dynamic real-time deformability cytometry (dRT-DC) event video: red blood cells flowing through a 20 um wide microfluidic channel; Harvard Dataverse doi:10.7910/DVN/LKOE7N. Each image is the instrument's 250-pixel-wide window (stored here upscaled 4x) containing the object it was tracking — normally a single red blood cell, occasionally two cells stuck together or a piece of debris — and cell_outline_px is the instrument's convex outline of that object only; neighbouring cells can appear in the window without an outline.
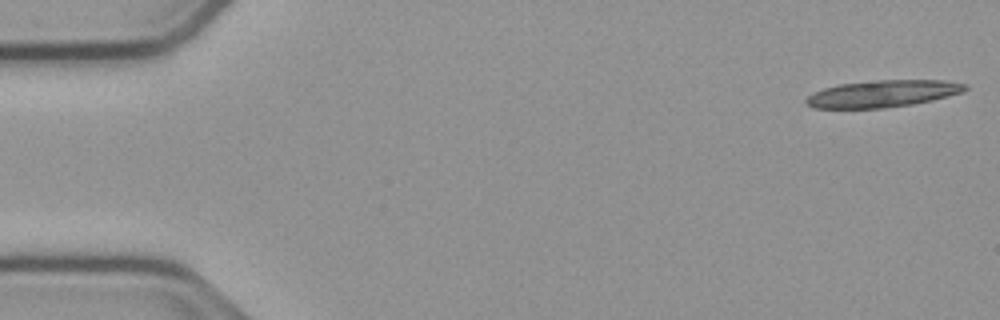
{"species": "common noctule bat (a hibernating species)", "species_latin": "Nyctalus noctula", "temperature_condition": "cold", "stored_images_in_passage": 19, "camera_frame_rate_fps": 3000, "um_per_image_px": 0.085, "animal": {"sex": "male", "body_mass_g": 23.1, "forearm_length_mm": 52.7}, "frame": {"image": 1, "passage_image": 1, "time_ms": 0.0, "image_size_px": [1000, 320], "cell_outline_px": [[968, 88], [964, 92], [932, 100], [912, 104], [884, 108], [812, 108], [804, 100], [808, 96], [824, 88], [840, 84], [876, 80], [944, 80], [968, 84]], "centroid_in_image_um": [75.07, 7.96], "position_along_channel_um": 9.9, "area_um2": 24.91}}